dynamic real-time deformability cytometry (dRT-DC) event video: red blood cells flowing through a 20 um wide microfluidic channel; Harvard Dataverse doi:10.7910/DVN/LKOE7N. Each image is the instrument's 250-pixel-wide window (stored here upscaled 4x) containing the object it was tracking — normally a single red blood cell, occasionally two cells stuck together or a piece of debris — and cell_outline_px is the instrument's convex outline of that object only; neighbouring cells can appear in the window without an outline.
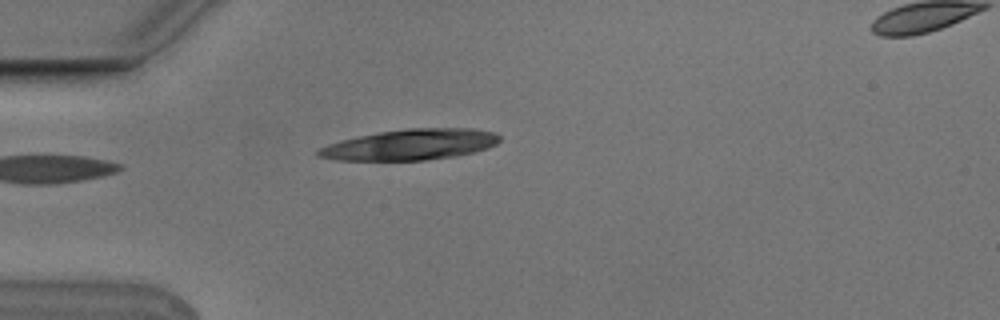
{"species": "Egyptian fruit bat (a non-hibernating species)", "species_latin": "Rousettus aegyptiacus", "temperature_condition": "cold", "stored_images_in_passage": 2, "segment_of_instrument_passage": [1, 2], "camera_frame_rate_fps": 3000, "um_per_image_px": 0.085, "animal": {"sex": "male"}, "frame": {"image": 1, "passage_image": 1, "time_ms": 0.0, "image_size_px": [1000, 320], "cell_outline_px": [[500, 140], [496, 144], [488, 148], [456, 156], [424, 160], [336, 160], [316, 156], [316, 152], [320, 148], [328, 144], [340, 140], [356, 136], [376, 132], [408, 128], [472, 128], [496, 132], [500, 136]], "centroid_in_image_um": [34.88, 12.28], "position_along_channel_um": 50.1, "area_um2": 32.71}}